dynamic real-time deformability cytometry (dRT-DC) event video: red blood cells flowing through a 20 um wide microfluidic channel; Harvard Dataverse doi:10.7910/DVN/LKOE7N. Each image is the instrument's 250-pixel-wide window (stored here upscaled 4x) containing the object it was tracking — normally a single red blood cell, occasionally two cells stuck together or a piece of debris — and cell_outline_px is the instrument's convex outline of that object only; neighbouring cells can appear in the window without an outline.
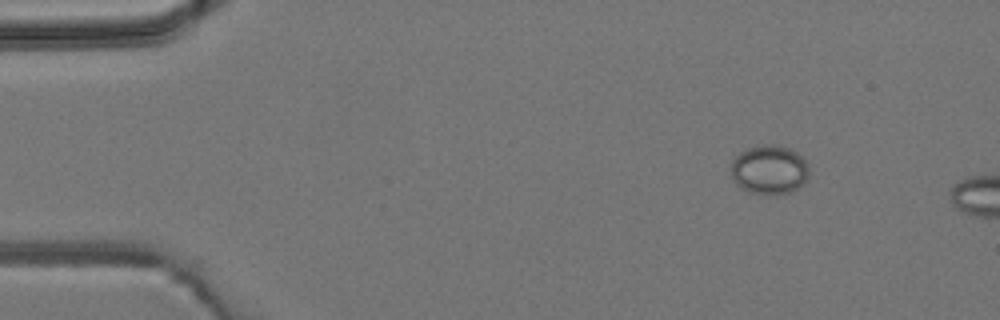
{"species": "common noctule bat (a hibernating species)", "species_latin": "Nyctalus noctula", "temperature_condition": "room temperature", "stored_images_in_passage": 3, "camera_frame_rate_fps": 3000, "um_per_image_px": 0.085, "animal": {"sex": "male", "body_mass_g": 19.2, "forearm_length_mm": 51.8}, "frame": {"image": 1, "passage_image": 1, "time_ms": 0.0, "image_size_px": [1000, 320], "cell_outline_px": [[808, 176], [804, 184], [788, 192], [776, 196], [748, 192], [740, 188], [732, 180], [732, 160], [740, 152], [748, 148], [764, 144], [776, 144], [792, 148], [808, 160]], "centroid_in_image_um": [65.41, 14.42], "position_along_channel_um": 19.6, "area_um2": 22.89}}